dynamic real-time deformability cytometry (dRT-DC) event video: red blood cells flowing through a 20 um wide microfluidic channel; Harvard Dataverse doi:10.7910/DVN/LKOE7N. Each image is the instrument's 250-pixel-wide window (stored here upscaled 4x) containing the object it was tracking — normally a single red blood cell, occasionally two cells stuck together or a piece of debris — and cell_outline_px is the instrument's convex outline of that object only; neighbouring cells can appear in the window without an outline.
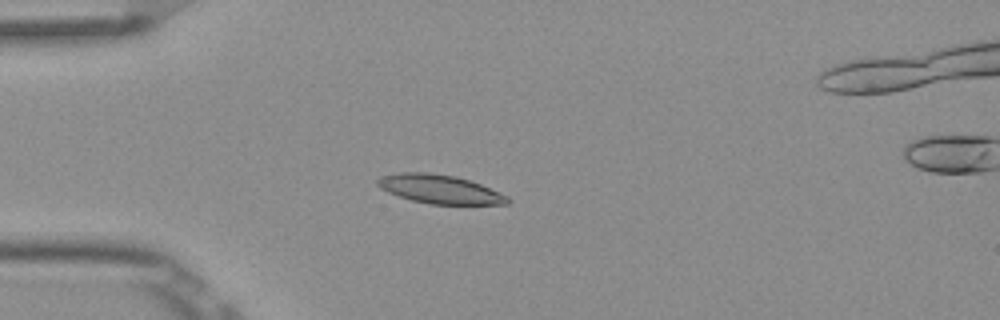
{"species": "Egyptian fruit bat (a non-hibernating species)", "species_latin": "Rousettus aegyptiacus", "temperature_condition": "room temperature", "stored_images_in_passage": 5, "camera_frame_rate_fps": 3000, "um_per_image_px": 0.085, "frame": {"image": 1, "passage_image": 4, "time_ms": 1.0, "image_size_px": [1000, 320], "cell_outline_px": [[512, 200], [508, 204], [432, 204], [412, 200], [388, 192], [380, 188], [376, 184], [376, 180], [380, 176], [400, 172], [428, 172], [456, 176], [480, 184], [508, 196]], "centroid_in_image_um": [37.36, 16.07], "position_along_channel_um": 47.6, "area_um2": 21.73}}